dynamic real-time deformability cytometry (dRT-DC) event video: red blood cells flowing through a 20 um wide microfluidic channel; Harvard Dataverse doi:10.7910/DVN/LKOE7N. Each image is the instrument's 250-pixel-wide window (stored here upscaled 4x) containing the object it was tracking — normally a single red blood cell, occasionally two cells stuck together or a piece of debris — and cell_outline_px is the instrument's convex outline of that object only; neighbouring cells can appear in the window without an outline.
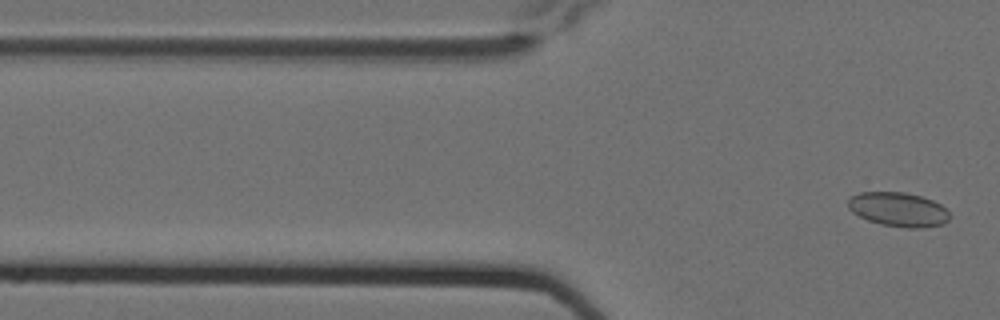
{"species": "Egyptian fruit bat (a non-hibernating species)", "species_latin": "Rousettus aegyptiacus", "temperature_condition": "cold", "stored_images_in_passage": 5, "camera_frame_rate_fps": 3000, "um_per_image_px": 0.085, "animal": {"sex": "female"}, "frame": {"image": 1, "passage_image": 5, "time_ms": 1.333, "image_size_px": [1000, 320], "cell_outline_px": [[952, 216], [944, 224], [924, 228], [908, 228], [880, 224], [868, 220], [852, 212], [848, 208], [848, 196], [860, 192], [904, 192], [920, 196], [932, 200], [940, 204]], "centroid_in_image_um": [76.35, 17.8], "position_along_channel_um": 49.4, "area_um2": 20.4}}